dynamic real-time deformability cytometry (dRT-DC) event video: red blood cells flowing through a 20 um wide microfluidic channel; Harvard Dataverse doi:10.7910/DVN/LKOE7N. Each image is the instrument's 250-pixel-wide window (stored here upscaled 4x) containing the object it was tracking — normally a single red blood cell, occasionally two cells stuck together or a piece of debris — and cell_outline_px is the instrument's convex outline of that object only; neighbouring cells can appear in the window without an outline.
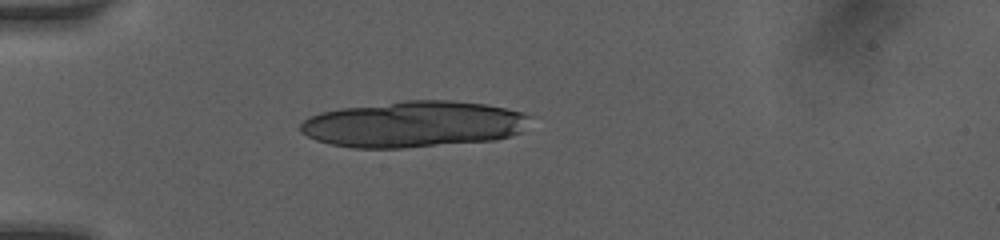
{"species": "human", "species_latin": "Homo sapiens", "temperature_condition": "room temperature", "stored_images_in_passage": 13, "camera_frame_rate_fps": 3000, "um_per_image_px": 0.085, "donor": {"sex": "female"}, "frame": {"image": 1, "passage_image": 1, "time_ms": 0.0, "image_size_px": [1000, 240], "cell_outline_px": [[528, 116], [524, 132], [492, 140], [404, 148], [352, 148], [332, 144], [316, 140], [300, 132], [300, 124], [304, 120], [320, 112], [340, 108], [404, 100], [452, 100], [484, 104], [524, 112]], "centroid_in_image_um": [35.13, 10.55], "position_along_channel_um": 49.9, "area_um2": 61.73}}